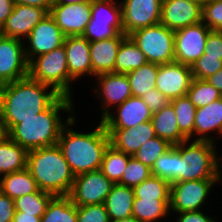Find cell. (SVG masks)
<instances>
[{"label":"cell","mask_w":222,"mask_h":222,"mask_svg":"<svg viewBox=\"0 0 222 222\" xmlns=\"http://www.w3.org/2000/svg\"><path fill=\"white\" fill-rule=\"evenodd\" d=\"M112 145L117 150L133 155L143 143L157 136L152 121L131 128H105Z\"/></svg>","instance_id":"cell-21"},{"label":"cell","mask_w":222,"mask_h":222,"mask_svg":"<svg viewBox=\"0 0 222 222\" xmlns=\"http://www.w3.org/2000/svg\"><path fill=\"white\" fill-rule=\"evenodd\" d=\"M94 94L101 101L100 121L111 112L114 107L121 105L132 96L130 84L126 74L105 73L95 76ZM98 96V97H97ZM111 107V108H110Z\"/></svg>","instance_id":"cell-14"},{"label":"cell","mask_w":222,"mask_h":222,"mask_svg":"<svg viewBox=\"0 0 222 222\" xmlns=\"http://www.w3.org/2000/svg\"><path fill=\"white\" fill-rule=\"evenodd\" d=\"M209 32L202 21L174 31L175 61L191 67L204 54Z\"/></svg>","instance_id":"cell-13"},{"label":"cell","mask_w":222,"mask_h":222,"mask_svg":"<svg viewBox=\"0 0 222 222\" xmlns=\"http://www.w3.org/2000/svg\"><path fill=\"white\" fill-rule=\"evenodd\" d=\"M76 117L74 115L63 127L57 141L58 147L75 176L100 170L104 152L110 144L109 135L102 121H98L92 131L79 132L73 129L77 121Z\"/></svg>","instance_id":"cell-2"},{"label":"cell","mask_w":222,"mask_h":222,"mask_svg":"<svg viewBox=\"0 0 222 222\" xmlns=\"http://www.w3.org/2000/svg\"><path fill=\"white\" fill-rule=\"evenodd\" d=\"M54 196L38 190L37 192L23 195L14 200L15 211L24 212L33 216H43L46 207Z\"/></svg>","instance_id":"cell-36"},{"label":"cell","mask_w":222,"mask_h":222,"mask_svg":"<svg viewBox=\"0 0 222 222\" xmlns=\"http://www.w3.org/2000/svg\"><path fill=\"white\" fill-rule=\"evenodd\" d=\"M170 216V200L134 198L132 216L141 222H159ZM167 217V218H166Z\"/></svg>","instance_id":"cell-30"},{"label":"cell","mask_w":222,"mask_h":222,"mask_svg":"<svg viewBox=\"0 0 222 222\" xmlns=\"http://www.w3.org/2000/svg\"><path fill=\"white\" fill-rule=\"evenodd\" d=\"M216 135L222 137V97L196 110L194 140L218 143Z\"/></svg>","instance_id":"cell-23"},{"label":"cell","mask_w":222,"mask_h":222,"mask_svg":"<svg viewBox=\"0 0 222 222\" xmlns=\"http://www.w3.org/2000/svg\"><path fill=\"white\" fill-rule=\"evenodd\" d=\"M186 95L196 108L205 107L222 97V94L213 85L197 78L192 79Z\"/></svg>","instance_id":"cell-38"},{"label":"cell","mask_w":222,"mask_h":222,"mask_svg":"<svg viewBox=\"0 0 222 222\" xmlns=\"http://www.w3.org/2000/svg\"><path fill=\"white\" fill-rule=\"evenodd\" d=\"M134 198L133 188L114 184L104 202L110 221L131 217Z\"/></svg>","instance_id":"cell-25"},{"label":"cell","mask_w":222,"mask_h":222,"mask_svg":"<svg viewBox=\"0 0 222 222\" xmlns=\"http://www.w3.org/2000/svg\"><path fill=\"white\" fill-rule=\"evenodd\" d=\"M151 121L156 135L171 145L174 146L187 140L179 131L176 114L171 103L154 112Z\"/></svg>","instance_id":"cell-26"},{"label":"cell","mask_w":222,"mask_h":222,"mask_svg":"<svg viewBox=\"0 0 222 222\" xmlns=\"http://www.w3.org/2000/svg\"><path fill=\"white\" fill-rule=\"evenodd\" d=\"M202 21V5L188 0H163L160 23L176 31Z\"/></svg>","instance_id":"cell-20"},{"label":"cell","mask_w":222,"mask_h":222,"mask_svg":"<svg viewBox=\"0 0 222 222\" xmlns=\"http://www.w3.org/2000/svg\"><path fill=\"white\" fill-rule=\"evenodd\" d=\"M151 175V168L136 160L133 156L128 160L121 181L118 183L123 186L134 188Z\"/></svg>","instance_id":"cell-40"},{"label":"cell","mask_w":222,"mask_h":222,"mask_svg":"<svg viewBox=\"0 0 222 222\" xmlns=\"http://www.w3.org/2000/svg\"><path fill=\"white\" fill-rule=\"evenodd\" d=\"M41 217L15 211L13 222H41Z\"/></svg>","instance_id":"cell-50"},{"label":"cell","mask_w":222,"mask_h":222,"mask_svg":"<svg viewBox=\"0 0 222 222\" xmlns=\"http://www.w3.org/2000/svg\"><path fill=\"white\" fill-rule=\"evenodd\" d=\"M220 179H199L171 183L170 213L202 210Z\"/></svg>","instance_id":"cell-9"},{"label":"cell","mask_w":222,"mask_h":222,"mask_svg":"<svg viewBox=\"0 0 222 222\" xmlns=\"http://www.w3.org/2000/svg\"><path fill=\"white\" fill-rule=\"evenodd\" d=\"M65 37L57 26L55 19L48 13L24 40V42H27L24 43V49L28 63L33 58L62 46Z\"/></svg>","instance_id":"cell-15"},{"label":"cell","mask_w":222,"mask_h":222,"mask_svg":"<svg viewBox=\"0 0 222 222\" xmlns=\"http://www.w3.org/2000/svg\"><path fill=\"white\" fill-rule=\"evenodd\" d=\"M28 76L52 87L61 96H74L75 81L69 75L64 45L33 58L28 64Z\"/></svg>","instance_id":"cell-6"},{"label":"cell","mask_w":222,"mask_h":222,"mask_svg":"<svg viewBox=\"0 0 222 222\" xmlns=\"http://www.w3.org/2000/svg\"><path fill=\"white\" fill-rule=\"evenodd\" d=\"M85 0H54V3H63V4H71V3H79Z\"/></svg>","instance_id":"cell-54"},{"label":"cell","mask_w":222,"mask_h":222,"mask_svg":"<svg viewBox=\"0 0 222 222\" xmlns=\"http://www.w3.org/2000/svg\"><path fill=\"white\" fill-rule=\"evenodd\" d=\"M217 145L191 139L175 145L178 151V181L220 179Z\"/></svg>","instance_id":"cell-5"},{"label":"cell","mask_w":222,"mask_h":222,"mask_svg":"<svg viewBox=\"0 0 222 222\" xmlns=\"http://www.w3.org/2000/svg\"><path fill=\"white\" fill-rule=\"evenodd\" d=\"M116 110V111H115ZM109 112L101 121L105 128H131L151 121L152 111L141 97L131 96Z\"/></svg>","instance_id":"cell-18"},{"label":"cell","mask_w":222,"mask_h":222,"mask_svg":"<svg viewBox=\"0 0 222 222\" xmlns=\"http://www.w3.org/2000/svg\"><path fill=\"white\" fill-rule=\"evenodd\" d=\"M63 45L70 77L78 81L83 76H92L90 42L83 35L67 36Z\"/></svg>","instance_id":"cell-22"},{"label":"cell","mask_w":222,"mask_h":222,"mask_svg":"<svg viewBox=\"0 0 222 222\" xmlns=\"http://www.w3.org/2000/svg\"><path fill=\"white\" fill-rule=\"evenodd\" d=\"M222 68L219 57L207 56L205 53L191 66L193 78L205 80Z\"/></svg>","instance_id":"cell-41"},{"label":"cell","mask_w":222,"mask_h":222,"mask_svg":"<svg viewBox=\"0 0 222 222\" xmlns=\"http://www.w3.org/2000/svg\"><path fill=\"white\" fill-rule=\"evenodd\" d=\"M132 156L108 145L104 152L100 171L114 184L121 181L122 174Z\"/></svg>","instance_id":"cell-34"},{"label":"cell","mask_w":222,"mask_h":222,"mask_svg":"<svg viewBox=\"0 0 222 222\" xmlns=\"http://www.w3.org/2000/svg\"><path fill=\"white\" fill-rule=\"evenodd\" d=\"M7 136H8V131L6 129L4 122L2 121V118L0 117V142L4 140Z\"/></svg>","instance_id":"cell-52"},{"label":"cell","mask_w":222,"mask_h":222,"mask_svg":"<svg viewBox=\"0 0 222 222\" xmlns=\"http://www.w3.org/2000/svg\"><path fill=\"white\" fill-rule=\"evenodd\" d=\"M49 14L66 37L83 35L91 19V0L75 4L53 3Z\"/></svg>","instance_id":"cell-16"},{"label":"cell","mask_w":222,"mask_h":222,"mask_svg":"<svg viewBox=\"0 0 222 222\" xmlns=\"http://www.w3.org/2000/svg\"><path fill=\"white\" fill-rule=\"evenodd\" d=\"M77 222H110L104 204L77 206Z\"/></svg>","instance_id":"cell-43"},{"label":"cell","mask_w":222,"mask_h":222,"mask_svg":"<svg viewBox=\"0 0 222 222\" xmlns=\"http://www.w3.org/2000/svg\"><path fill=\"white\" fill-rule=\"evenodd\" d=\"M147 62L145 55L139 49L137 44L130 38V36H126L122 40L117 52L115 73L127 74L132 70L140 68Z\"/></svg>","instance_id":"cell-29"},{"label":"cell","mask_w":222,"mask_h":222,"mask_svg":"<svg viewBox=\"0 0 222 222\" xmlns=\"http://www.w3.org/2000/svg\"><path fill=\"white\" fill-rule=\"evenodd\" d=\"M26 168L39 190L53 196H68L75 175L57 144L27 152Z\"/></svg>","instance_id":"cell-4"},{"label":"cell","mask_w":222,"mask_h":222,"mask_svg":"<svg viewBox=\"0 0 222 222\" xmlns=\"http://www.w3.org/2000/svg\"><path fill=\"white\" fill-rule=\"evenodd\" d=\"M123 33L119 0H91V19L83 36L89 41L105 40Z\"/></svg>","instance_id":"cell-8"},{"label":"cell","mask_w":222,"mask_h":222,"mask_svg":"<svg viewBox=\"0 0 222 222\" xmlns=\"http://www.w3.org/2000/svg\"><path fill=\"white\" fill-rule=\"evenodd\" d=\"M219 166H220V183H222V156H220V161H219Z\"/></svg>","instance_id":"cell-55"},{"label":"cell","mask_w":222,"mask_h":222,"mask_svg":"<svg viewBox=\"0 0 222 222\" xmlns=\"http://www.w3.org/2000/svg\"><path fill=\"white\" fill-rule=\"evenodd\" d=\"M27 151L9 136L0 142V178L26 168Z\"/></svg>","instance_id":"cell-28"},{"label":"cell","mask_w":222,"mask_h":222,"mask_svg":"<svg viewBox=\"0 0 222 222\" xmlns=\"http://www.w3.org/2000/svg\"><path fill=\"white\" fill-rule=\"evenodd\" d=\"M133 189L135 198L170 200L171 183L152 174Z\"/></svg>","instance_id":"cell-35"},{"label":"cell","mask_w":222,"mask_h":222,"mask_svg":"<svg viewBox=\"0 0 222 222\" xmlns=\"http://www.w3.org/2000/svg\"><path fill=\"white\" fill-rule=\"evenodd\" d=\"M209 84L213 85L222 94V68L214 75L205 79Z\"/></svg>","instance_id":"cell-51"},{"label":"cell","mask_w":222,"mask_h":222,"mask_svg":"<svg viewBox=\"0 0 222 222\" xmlns=\"http://www.w3.org/2000/svg\"><path fill=\"white\" fill-rule=\"evenodd\" d=\"M159 64L147 62L140 68L127 73L132 96L142 97L156 88Z\"/></svg>","instance_id":"cell-31"},{"label":"cell","mask_w":222,"mask_h":222,"mask_svg":"<svg viewBox=\"0 0 222 222\" xmlns=\"http://www.w3.org/2000/svg\"><path fill=\"white\" fill-rule=\"evenodd\" d=\"M41 222H77V206L68 196H54L48 203Z\"/></svg>","instance_id":"cell-32"},{"label":"cell","mask_w":222,"mask_h":222,"mask_svg":"<svg viewBox=\"0 0 222 222\" xmlns=\"http://www.w3.org/2000/svg\"><path fill=\"white\" fill-rule=\"evenodd\" d=\"M14 0H0V28L13 11Z\"/></svg>","instance_id":"cell-48"},{"label":"cell","mask_w":222,"mask_h":222,"mask_svg":"<svg viewBox=\"0 0 222 222\" xmlns=\"http://www.w3.org/2000/svg\"><path fill=\"white\" fill-rule=\"evenodd\" d=\"M202 22L210 30L222 31V0H206L203 3Z\"/></svg>","instance_id":"cell-42"},{"label":"cell","mask_w":222,"mask_h":222,"mask_svg":"<svg viewBox=\"0 0 222 222\" xmlns=\"http://www.w3.org/2000/svg\"><path fill=\"white\" fill-rule=\"evenodd\" d=\"M14 3L41 7L49 13L54 0H14Z\"/></svg>","instance_id":"cell-49"},{"label":"cell","mask_w":222,"mask_h":222,"mask_svg":"<svg viewBox=\"0 0 222 222\" xmlns=\"http://www.w3.org/2000/svg\"><path fill=\"white\" fill-rule=\"evenodd\" d=\"M141 98L144 103L148 105L152 113L159 111L170 103L168 97L156 88L152 89L149 93L144 94Z\"/></svg>","instance_id":"cell-45"},{"label":"cell","mask_w":222,"mask_h":222,"mask_svg":"<svg viewBox=\"0 0 222 222\" xmlns=\"http://www.w3.org/2000/svg\"><path fill=\"white\" fill-rule=\"evenodd\" d=\"M114 183L100 170L75 176L68 197L76 206L104 204Z\"/></svg>","instance_id":"cell-10"},{"label":"cell","mask_w":222,"mask_h":222,"mask_svg":"<svg viewBox=\"0 0 222 222\" xmlns=\"http://www.w3.org/2000/svg\"><path fill=\"white\" fill-rule=\"evenodd\" d=\"M203 211L202 209L198 211L176 213L177 218H175V222H218L217 218L215 220V217H210V215H207L206 212L204 213Z\"/></svg>","instance_id":"cell-46"},{"label":"cell","mask_w":222,"mask_h":222,"mask_svg":"<svg viewBox=\"0 0 222 222\" xmlns=\"http://www.w3.org/2000/svg\"><path fill=\"white\" fill-rule=\"evenodd\" d=\"M193 79L191 67L173 61L159 65L156 89L171 101L185 96Z\"/></svg>","instance_id":"cell-17"},{"label":"cell","mask_w":222,"mask_h":222,"mask_svg":"<svg viewBox=\"0 0 222 222\" xmlns=\"http://www.w3.org/2000/svg\"><path fill=\"white\" fill-rule=\"evenodd\" d=\"M47 15L48 12L44 8L14 4L12 13L0 28V35L25 40L33 28Z\"/></svg>","instance_id":"cell-19"},{"label":"cell","mask_w":222,"mask_h":222,"mask_svg":"<svg viewBox=\"0 0 222 222\" xmlns=\"http://www.w3.org/2000/svg\"><path fill=\"white\" fill-rule=\"evenodd\" d=\"M38 190L36 181L27 168L9 173L0 178V191L12 200Z\"/></svg>","instance_id":"cell-27"},{"label":"cell","mask_w":222,"mask_h":222,"mask_svg":"<svg viewBox=\"0 0 222 222\" xmlns=\"http://www.w3.org/2000/svg\"><path fill=\"white\" fill-rule=\"evenodd\" d=\"M151 174L170 183L178 182V151L175 145L154 162Z\"/></svg>","instance_id":"cell-37"},{"label":"cell","mask_w":222,"mask_h":222,"mask_svg":"<svg viewBox=\"0 0 222 222\" xmlns=\"http://www.w3.org/2000/svg\"><path fill=\"white\" fill-rule=\"evenodd\" d=\"M59 96L52 87L29 76L0 85V117L7 131L45 111Z\"/></svg>","instance_id":"cell-1"},{"label":"cell","mask_w":222,"mask_h":222,"mask_svg":"<svg viewBox=\"0 0 222 222\" xmlns=\"http://www.w3.org/2000/svg\"><path fill=\"white\" fill-rule=\"evenodd\" d=\"M14 200L0 191V222H13Z\"/></svg>","instance_id":"cell-47"},{"label":"cell","mask_w":222,"mask_h":222,"mask_svg":"<svg viewBox=\"0 0 222 222\" xmlns=\"http://www.w3.org/2000/svg\"><path fill=\"white\" fill-rule=\"evenodd\" d=\"M123 33L160 23L163 0H121Z\"/></svg>","instance_id":"cell-11"},{"label":"cell","mask_w":222,"mask_h":222,"mask_svg":"<svg viewBox=\"0 0 222 222\" xmlns=\"http://www.w3.org/2000/svg\"><path fill=\"white\" fill-rule=\"evenodd\" d=\"M188 1H192V2H195V3H200L201 5H203V3H204L206 0H188Z\"/></svg>","instance_id":"cell-56"},{"label":"cell","mask_w":222,"mask_h":222,"mask_svg":"<svg viewBox=\"0 0 222 222\" xmlns=\"http://www.w3.org/2000/svg\"><path fill=\"white\" fill-rule=\"evenodd\" d=\"M110 222H141L134 216L128 217V218H123V219H118Z\"/></svg>","instance_id":"cell-53"},{"label":"cell","mask_w":222,"mask_h":222,"mask_svg":"<svg viewBox=\"0 0 222 222\" xmlns=\"http://www.w3.org/2000/svg\"><path fill=\"white\" fill-rule=\"evenodd\" d=\"M126 36L124 33H120L117 37L90 42L92 77L115 73L117 52Z\"/></svg>","instance_id":"cell-24"},{"label":"cell","mask_w":222,"mask_h":222,"mask_svg":"<svg viewBox=\"0 0 222 222\" xmlns=\"http://www.w3.org/2000/svg\"><path fill=\"white\" fill-rule=\"evenodd\" d=\"M204 53L207 56L219 57V60H222V31L210 30Z\"/></svg>","instance_id":"cell-44"},{"label":"cell","mask_w":222,"mask_h":222,"mask_svg":"<svg viewBox=\"0 0 222 222\" xmlns=\"http://www.w3.org/2000/svg\"><path fill=\"white\" fill-rule=\"evenodd\" d=\"M130 38L137 44L150 63L165 64L175 61L174 31L161 23L132 32Z\"/></svg>","instance_id":"cell-7"},{"label":"cell","mask_w":222,"mask_h":222,"mask_svg":"<svg viewBox=\"0 0 222 222\" xmlns=\"http://www.w3.org/2000/svg\"><path fill=\"white\" fill-rule=\"evenodd\" d=\"M174 108L180 133L188 140H194V124L197 108L187 95L170 101Z\"/></svg>","instance_id":"cell-33"},{"label":"cell","mask_w":222,"mask_h":222,"mask_svg":"<svg viewBox=\"0 0 222 222\" xmlns=\"http://www.w3.org/2000/svg\"><path fill=\"white\" fill-rule=\"evenodd\" d=\"M172 146L168 141L155 136L143 143L132 156L152 168L154 162Z\"/></svg>","instance_id":"cell-39"},{"label":"cell","mask_w":222,"mask_h":222,"mask_svg":"<svg viewBox=\"0 0 222 222\" xmlns=\"http://www.w3.org/2000/svg\"><path fill=\"white\" fill-rule=\"evenodd\" d=\"M73 99L60 95L45 111L36 114V117L16 124L8 132V136L27 152L57 144L61 130L77 114L74 112L77 107H74ZM61 112L68 115L65 121Z\"/></svg>","instance_id":"cell-3"},{"label":"cell","mask_w":222,"mask_h":222,"mask_svg":"<svg viewBox=\"0 0 222 222\" xmlns=\"http://www.w3.org/2000/svg\"><path fill=\"white\" fill-rule=\"evenodd\" d=\"M21 39L0 35V85L28 76V61Z\"/></svg>","instance_id":"cell-12"}]
</instances>
